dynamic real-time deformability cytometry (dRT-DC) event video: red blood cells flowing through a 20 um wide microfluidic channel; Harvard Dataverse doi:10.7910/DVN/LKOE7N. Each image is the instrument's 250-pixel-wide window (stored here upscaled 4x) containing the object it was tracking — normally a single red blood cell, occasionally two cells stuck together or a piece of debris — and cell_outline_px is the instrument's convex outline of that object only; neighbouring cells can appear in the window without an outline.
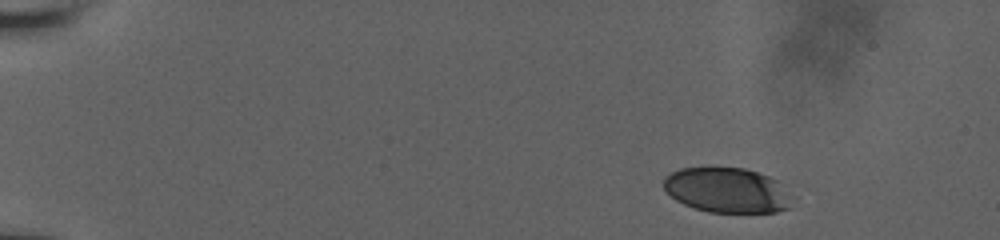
{"species": "human", "species_latin": "Homo sapiens", "temperature_condition": "room temperature", "stored_images_in_passage": 48, "camera_frame_rate_fps": 3000, "um_per_image_px": 0.085, "donor": {"sex": "male"}, "frame": {"image": 1, "passage_image": 1, "time_ms": 0.0, "image_size_px": [1000, 240], "cell_outline_px": [[796, 196], [788, 208], [776, 212], [708, 212], [684, 204], [676, 200], [664, 188], [664, 176], [680, 168], [712, 164], [744, 168], [768, 176], [776, 180]], "centroid_in_image_um": [61.82, 16.12], "position_along_channel_um": 23.2, "area_um2": 34.68}}
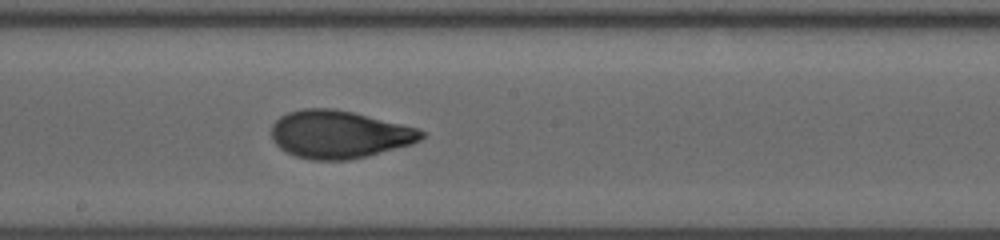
{"frame": {"image": 2, "passage_image": 26, "time_ms": 8.333, "image_size_px": [1000, 240], "cell_outline_px": [[428, 132], [420, 140], [412, 144], [368, 156], [348, 160], [312, 160], [296, 156], [280, 148], [272, 140], [272, 124], [280, 116], [288, 112], [304, 108], [332, 108], [352, 112], [420, 128]], "centroid_in_image_um": [28.86, 11.42], "position_along_channel_um": 219.3, "area_um2": 41.91}}
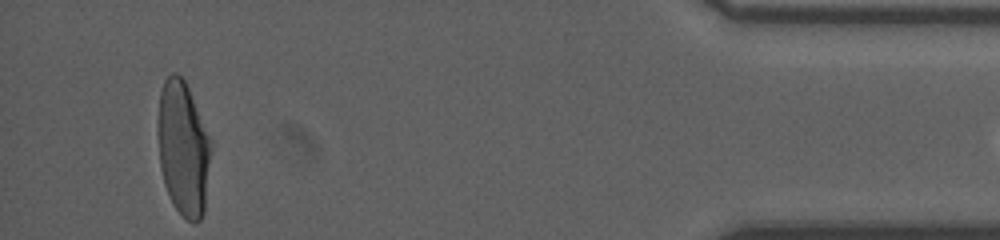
{"frame": {"image": 3, "passage_image": 46, "time_ms": 15.0, "image_size_px": [1000, 240], "cell_outline_px": [[212, 148], [204, 212], [200, 220], [196, 224], [188, 220], [172, 204], [164, 184], [160, 168], [156, 124], [160, 92], [164, 80], [172, 72], [176, 72], [184, 80], [188, 88], [212, 140]], "centroid_in_image_um": [15.56, 12.61], "position_along_channel_um": 419.6, "area_um2": 42.25}}